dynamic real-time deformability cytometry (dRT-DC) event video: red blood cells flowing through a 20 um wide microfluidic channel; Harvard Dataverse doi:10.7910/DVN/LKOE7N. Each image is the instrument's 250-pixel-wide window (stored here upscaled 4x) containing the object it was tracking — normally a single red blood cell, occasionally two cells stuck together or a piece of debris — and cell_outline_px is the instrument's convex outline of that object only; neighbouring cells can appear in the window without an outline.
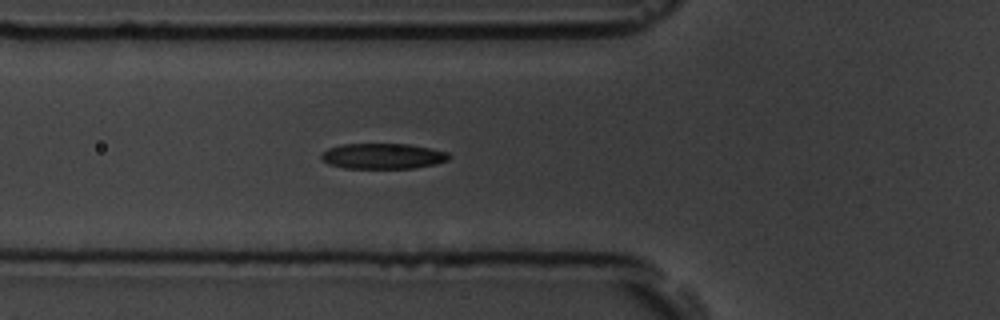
{"species": "common noctule bat (a hibernating species)", "species_latin": "Nyctalus noctula", "temperature_condition": "room temperature", "stored_images_in_passage": 4, "camera_frame_rate_fps": 3000, "um_per_image_px": 0.085, "animal": {"sex": "male", "body_mass_g": 19.5, "forearm_length_mm": 54.6}, "frame": {"image": 1, "passage_image": 4, "time_ms": 3.333, "image_size_px": [1000, 320], "cell_outline_px": [[452, 156], [448, 160], [436, 164], [416, 168], [344, 168], [328, 164], [320, 160], [320, 156], [328, 148], [340, 144], [408, 144], [448, 152]], "centroid_in_image_um": [32.53, 13.27], "position_along_channel_um": 93.3, "area_um2": 19.13}}